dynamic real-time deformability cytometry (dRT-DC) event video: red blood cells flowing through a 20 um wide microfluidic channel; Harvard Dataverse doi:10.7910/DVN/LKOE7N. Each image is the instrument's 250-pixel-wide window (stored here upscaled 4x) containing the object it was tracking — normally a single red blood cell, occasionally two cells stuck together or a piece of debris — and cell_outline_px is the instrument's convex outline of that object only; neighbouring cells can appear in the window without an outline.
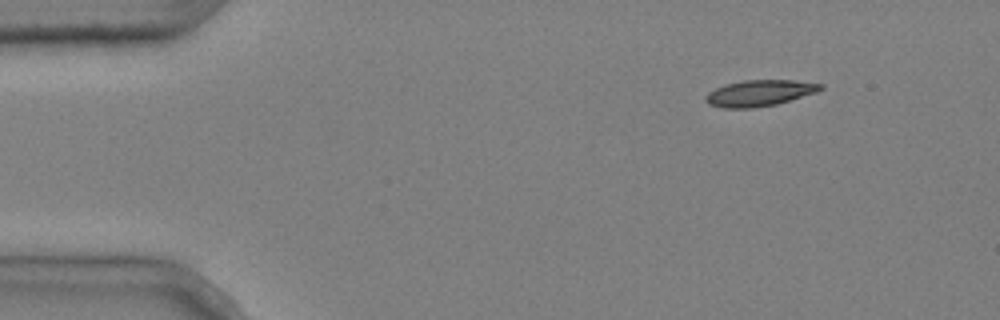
{"species": "common noctule bat (a hibernating species)", "species_latin": "Nyctalus noctula", "temperature_condition": "cold", "stored_images_in_passage": 6, "segment_of_instrument_passage": [2, 2], "camera_frame_rate_fps": 3000, "um_per_image_px": 0.085, "animal": {"sex": "male", "body_mass_g": 20.4}, "frame": {"image": 1, "passage_image": 6, "time_ms": 1.667, "image_size_px": [1000, 320], "cell_outline_px": [[824, 88], [816, 92], [776, 104], [752, 108], [724, 108], [708, 104], [704, 100], [704, 96], [708, 92], [724, 84], [744, 80], [796, 80], [824, 84]], "centroid_in_image_um": [64.53, 7.9], "position_along_channel_um": 20.5, "area_um2": 17.57}}